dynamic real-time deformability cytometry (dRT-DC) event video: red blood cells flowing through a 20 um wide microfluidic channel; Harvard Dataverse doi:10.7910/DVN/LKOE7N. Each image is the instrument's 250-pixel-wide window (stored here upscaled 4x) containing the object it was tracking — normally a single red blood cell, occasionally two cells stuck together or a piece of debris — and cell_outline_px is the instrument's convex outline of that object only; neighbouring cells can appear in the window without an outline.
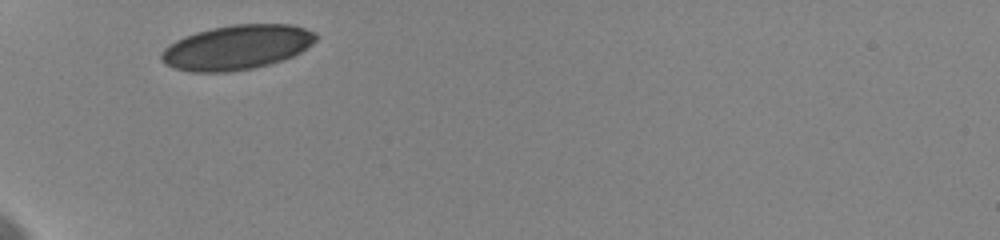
{"species": "human", "species_latin": "Homo sapiens", "temperature_condition": "cold", "stored_images_in_passage": 4, "camera_frame_rate_fps": 3000, "um_per_image_px": 0.085, "donor": {"sex": "female"}, "frame": {"image": 1, "passage_image": 1, "time_ms": 0.0, "image_size_px": [1000, 240], "cell_outline_px": [[316, 40], [312, 44], [300, 52], [292, 56], [268, 64], [252, 68], [228, 72], [192, 72], [176, 68], [164, 64], [160, 60], [160, 52], [168, 44], [184, 36], [196, 32], [212, 28], [232, 24], [292, 24], [316, 32]], "centroid_in_image_um": [20.09, 4.01], "position_along_channel_um": 64.9, "area_um2": 40.17}}